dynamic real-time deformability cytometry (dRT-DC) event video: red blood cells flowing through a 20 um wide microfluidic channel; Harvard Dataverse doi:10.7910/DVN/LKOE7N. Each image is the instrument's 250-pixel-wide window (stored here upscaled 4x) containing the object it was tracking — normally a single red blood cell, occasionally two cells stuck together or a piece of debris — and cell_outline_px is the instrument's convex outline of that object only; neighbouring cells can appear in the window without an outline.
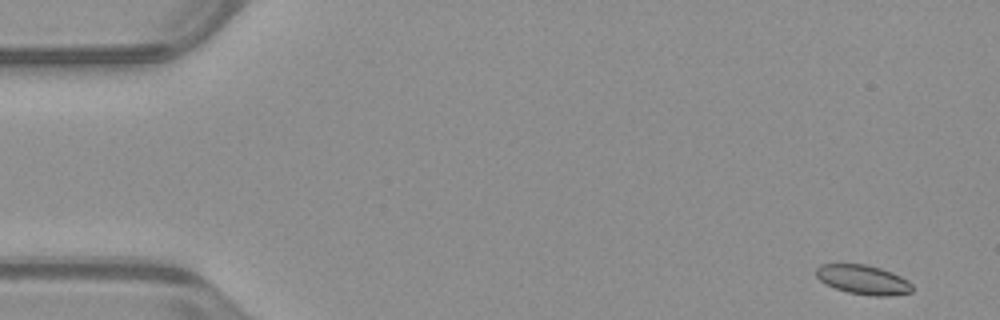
{"species": "common noctule bat (a hibernating species)", "species_latin": "Nyctalus noctula", "temperature_condition": "warm", "stored_images_in_passage": 51, "camera_frame_rate_fps": 3000, "um_per_image_px": 0.085, "animal": {"sex": "male", "body_mass_g": 23.1, "forearm_length_mm": 52.7}, "frame": {"image": 1, "passage_image": 1, "time_ms": 0.0, "image_size_px": [1000, 320], "cell_outline_px": [[912, 292], [888, 296], [872, 296], [848, 292], [836, 288], [820, 280], [816, 276], [816, 268], [820, 264], [864, 264], [880, 268], [892, 272], [908, 280], [912, 284]], "centroid_in_image_um": [73.38, 23.77], "position_along_channel_um": 11.6, "area_um2": 16.36}}
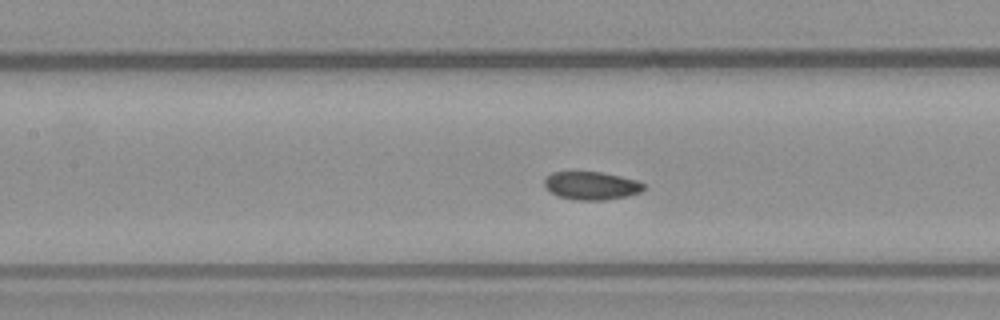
{"frame": {"image": 2, "passage_image": 22, "time_ms": 7.0, "image_size_px": [1000, 320], "cell_outline_px": [[644, 188], [640, 192], [628, 196], [604, 200], [576, 200], [560, 196], [552, 192], [544, 184], [544, 180], [552, 172], [600, 172], [620, 176], [636, 180], [644, 184]], "centroid_in_image_um": [50.29, 15.78], "position_along_channel_um": 157.1, "area_um2": 16.01}}
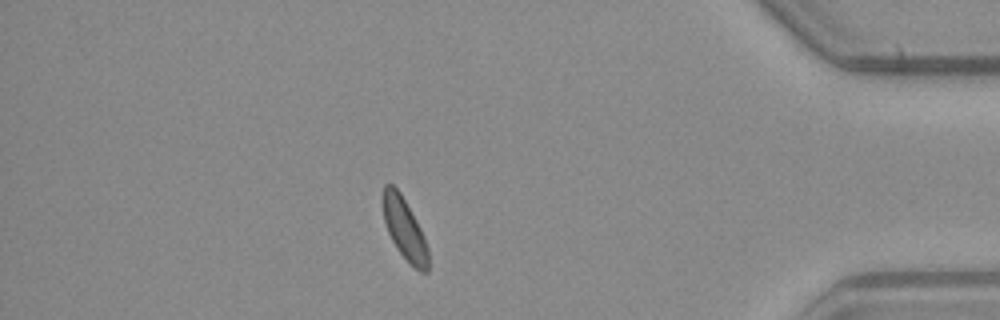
{"frame": {"image": 3, "passage_image": 44, "time_ms": 14.333, "image_size_px": [1000, 320], "cell_outline_px": [[428, 272], [420, 272], [396, 248], [388, 232], [384, 220], [380, 204], [380, 196], [384, 184], [392, 184], [400, 192], [416, 220], [424, 236], [428, 248]], "centroid_in_image_um": [34.33, 19.38], "position_along_channel_um": 400.9, "area_um2": 16.36}, "authors_computed_cell_mechanics": {"area_um2": 16.7042, "velocity_mm_per_s": 3.9231, "shape_relaxation_time_tau1_ms": 4.0146, "shape_relaxation_time_tau2_ms": null, "deformation_change_tau1": 0.05, "deformation_change_tau2": null}}